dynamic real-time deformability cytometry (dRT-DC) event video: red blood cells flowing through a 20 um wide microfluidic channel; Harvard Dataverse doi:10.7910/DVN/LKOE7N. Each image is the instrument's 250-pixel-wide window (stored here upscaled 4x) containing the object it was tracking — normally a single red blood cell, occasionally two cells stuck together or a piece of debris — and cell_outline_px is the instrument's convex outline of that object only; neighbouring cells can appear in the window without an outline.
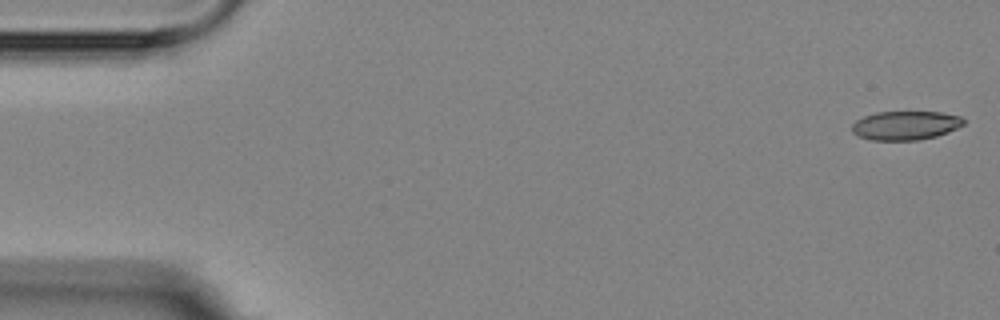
{"species": "Egyptian fruit bat (a non-hibernating species)", "species_latin": "Rousettus aegyptiacus", "temperature_condition": "room temperature", "stored_images_in_passage": 5, "camera_frame_rate_fps": 3000, "um_per_image_px": 0.085, "animal": {"sex": "female"}, "frame": {"image": 1, "passage_image": 1, "time_ms": 0.0, "image_size_px": [1000, 320], "cell_outline_px": [[964, 124], [948, 132], [936, 136], [920, 140], [872, 140], [860, 136], [852, 132], [852, 124], [856, 120], [864, 116], [876, 112], [940, 112], [960, 116], [964, 120]], "centroid_in_image_um": [76.96, 10.66], "position_along_channel_um": 8.0, "area_um2": 18.73}}
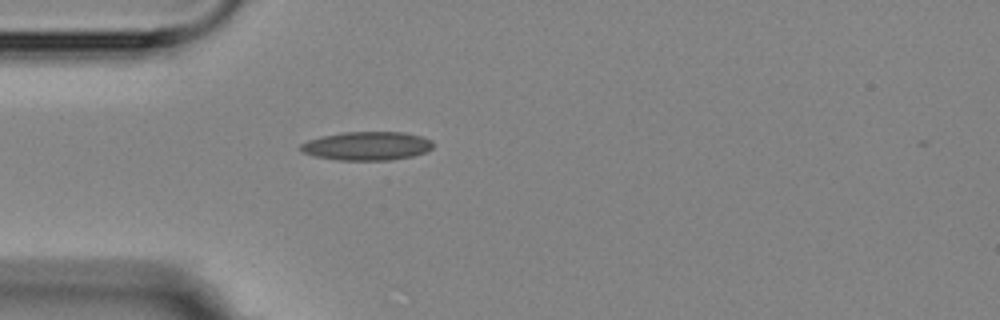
{"frame": {"image": 2, "passage_image": 5, "time_ms": 4.667, "image_size_px": [1000, 320], "cell_outline_px": [[432, 148], [424, 152], [412, 156], [388, 160], [340, 160], [316, 156], [300, 152], [300, 144], [308, 140], [320, 136], [340, 132], [404, 132], [420, 136], [432, 140]], "centroid_in_image_um": [31.15, 12.39], "position_along_channel_um": 53.8, "area_um2": 22.08}}